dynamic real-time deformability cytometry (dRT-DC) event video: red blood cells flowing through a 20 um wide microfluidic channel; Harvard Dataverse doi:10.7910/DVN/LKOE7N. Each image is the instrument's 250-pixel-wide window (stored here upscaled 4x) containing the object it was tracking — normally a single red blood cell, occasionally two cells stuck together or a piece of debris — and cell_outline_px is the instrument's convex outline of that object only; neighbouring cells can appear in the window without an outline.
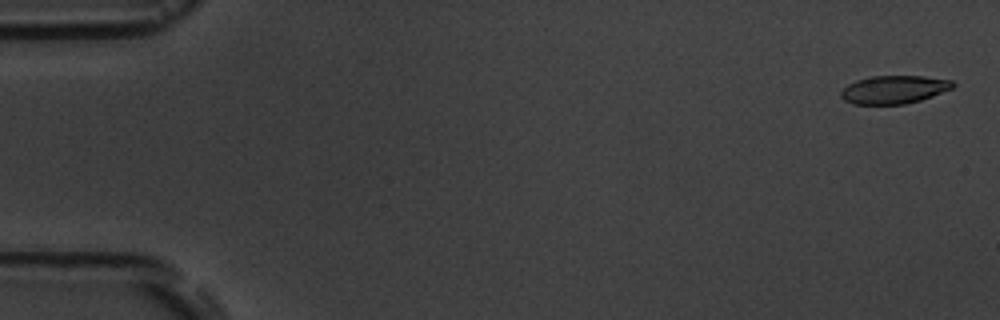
{"species": "common noctule bat (a hibernating species)", "species_latin": "Nyctalus noctula", "temperature_condition": "room temperature", "stored_images_in_passage": 4, "camera_frame_rate_fps": 3000, "um_per_image_px": 0.085, "animal": {"sex": "male", "body_mass_g": 19.5, "forearm_length_mm": 54.6}, "frame": {"image": 1, "passage_image": 1, "time_ms": 0.0, "image_size_px": [1000, 320], "cell_outline_px": [[956, 84], [952, 88], [932, 96], [920, 100], [904, 104], [852, 104], [844, 100], [840, 96], [840, 92], [848, 84], [856, 80], [872, 76], [920, 76], [952, 80]], "centroid_in_image_um": [75.97, 7.61], "position_along_channel_um": 9.0, "area_um2": 18.26}}